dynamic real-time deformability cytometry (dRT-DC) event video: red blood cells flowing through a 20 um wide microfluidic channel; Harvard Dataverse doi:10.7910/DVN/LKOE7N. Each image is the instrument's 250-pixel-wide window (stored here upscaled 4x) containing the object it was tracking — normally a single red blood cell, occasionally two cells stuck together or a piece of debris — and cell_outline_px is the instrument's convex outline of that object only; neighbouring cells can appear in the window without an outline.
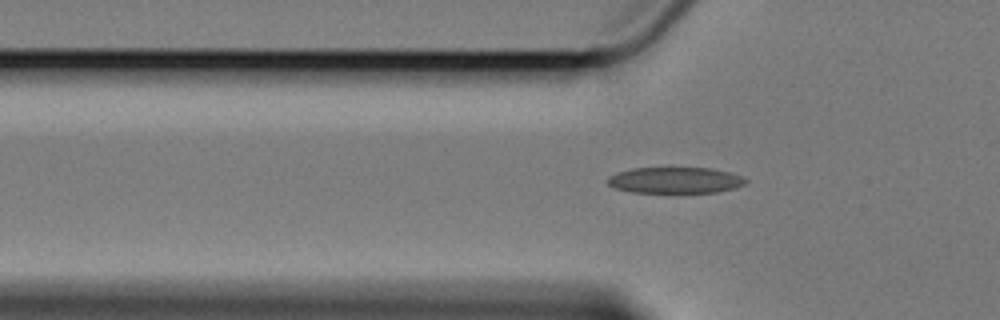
{"species": "Egyptian fruit bat (a non-hibernating species)", "species_latin": "Rousettus aegyptiacus", "temperature_condition": "cold", "stored_images_in_passage": 41, "camera_frame_rate_fps": 3000, "um_per_image_px": 0.085, "animal": {"sex": "female"}, "frame": {"image": 1, "passage_image": 6, "time_ms": 1.667, "image_size_px": [1000, 320], "cell_outline_px": [[748, 180], [744, 184], [732, 188], [716, 192], [672, 196], [632, 192], [616, 188], [608, 184], [608, 176], [632, 168], [712, 168], [728, 172], [740, 176]], "centroid_in_image_um": [57.37, 15.37], "position_along_channel_um": 68.4, "area_um2": 21.85}}
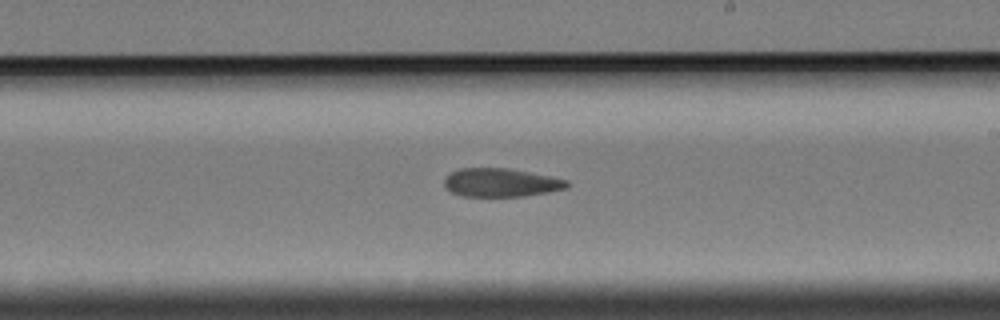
{"frame": {"image": 2, "passage_image": 22, "time_ms": 7.0, "image_size_px": [1000, 320], "cell_outline_px": [[568, 188], [548, 192], [524, 196], [460, 196], [444, 188], [444, 180], [452, 172], [460, 168], [504, 168], [548, 176], [568, 180]], "centroid_in_image_um": [42.55, 15.53], "position_along_channel_um": 246.5, "area_um2": 20.11}}
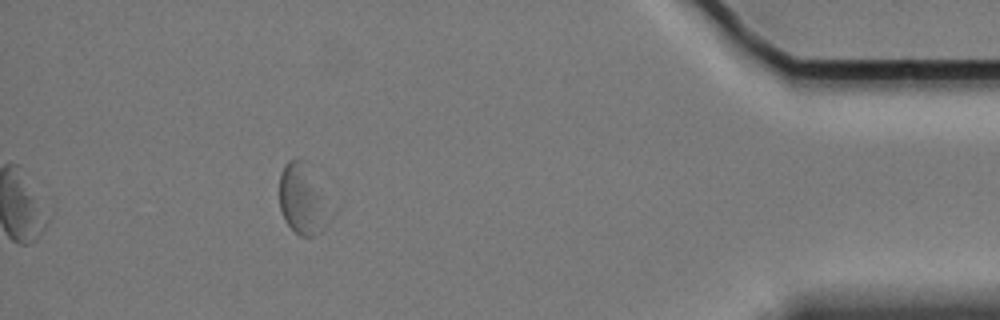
{"frame": {"image": 3, "passage_image": 41, "time_ms": 13.333, "image_size_px": [1000, 320], "cell_outline_px": [[340, 208], [328, 224], [320, 232], [312, 236], [300, 236], [284, 220], [280, 208], [280, 172], [284, 164], [288, 160], [296, 156], [308, 160], [340, 204]], "centroid_in_image_um": [25.97, 16.84], "position_along_channel_um": 409.2, "area_um2": 23.99}, "authors_computed_cell_mechanics": {"area_um2": 21.5594, "velocity_mm_per_s": 3.3443, "shape_relaxation_time_tau1_ms": null, "shape_relaxation_time_tau2_ms": 4.7436, "deformation_change_tau1": null, "deformation_change_tau2": 0.0778}}